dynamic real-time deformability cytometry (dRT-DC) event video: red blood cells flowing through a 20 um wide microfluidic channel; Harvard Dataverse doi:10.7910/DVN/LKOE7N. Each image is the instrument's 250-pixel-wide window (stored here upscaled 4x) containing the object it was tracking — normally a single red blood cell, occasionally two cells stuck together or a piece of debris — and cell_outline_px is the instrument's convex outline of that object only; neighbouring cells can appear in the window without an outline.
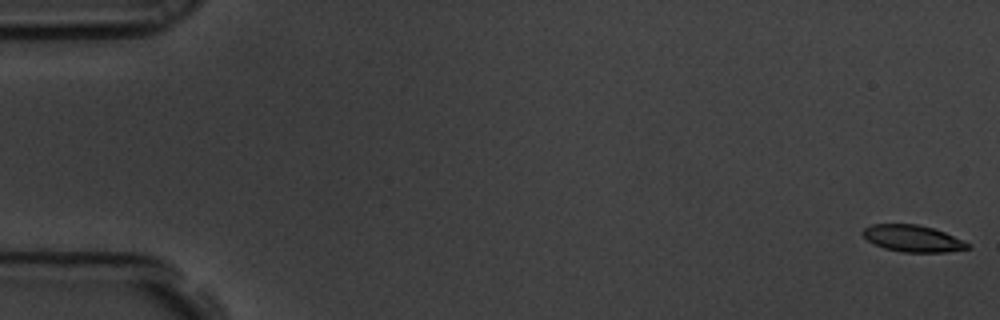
{"species": "common noctule bat (a hibernating species)", "species_latin": "Nyctalus noctula", "temperature_condition": "room temperature", "stored_images_in_passage": 59, "segment_of_instrument_passage": [1, 2], "camera_frame_rate_fps": 3000, "um_per_image_px": 0.085, "animal": {"sex": "male", "body_mass_g": 19.5, "forearm_length_mm": 54.6}, "frame": {"image": 1, "passage_image": 1, "time_ms": 0.0, "image_size_px": [1000, 320], "cell_outline_px": [[972, 248], [948, 252], [904, 252], [884, 248], [872, 244], [860, 232], [864, 228], [872, 224], [916, 224], [932, 228], [944, 232], [968, 244]], "centroid_in_image_um": [77.53, 20.27], "position_along_channel_um": 7.5, "area_um2": 16.18}}
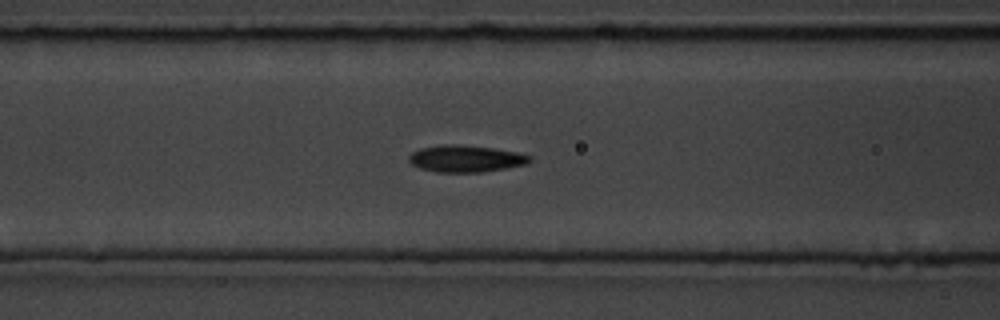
{"frame": {"image": 2, "passage_image": 24, "time_ms": 7.667, "image_size_px": [1000, 320], "cell_outline_px": [[532, 160], [528, 164], [480, 172], [436, 172], [420, 168], [412, 164], [408, 160], [408, 156], [412, 152], [420, 148], [444, 144], [452, 144], [492, 148], [520, 152], [532, 156]], "centroid_in_image_um": [39.6, 13.48], "position_along_channel_um": 127.0, "area_um2": 18.9}}
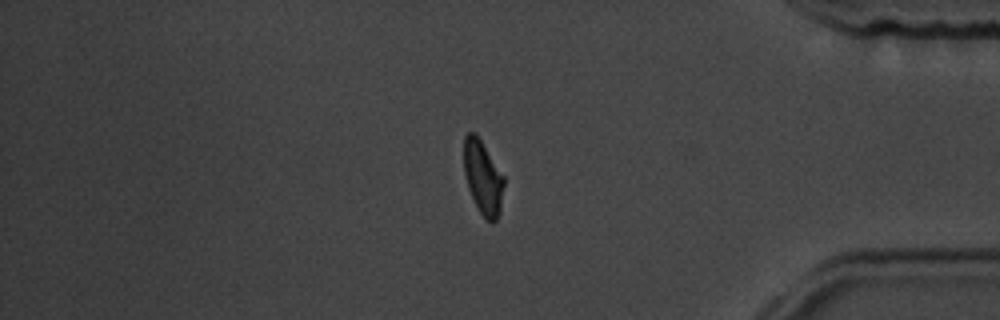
{"frame": {"image": 3, "passage_image": 49, "time_ms": 16.0, "image_size_px": [1000, 320], "cell_outline_px": [[504, 184], [500, 212], [496, 220], [492, 224], [480, 212], [468, 188], [464, 172], [464, 136], [468, 132], [476, 132], [504, 176]], "centroid_in_image_um": [41.05, 15.06], "position_along_channel_um": 394.2, "area_um2": 17.17}}